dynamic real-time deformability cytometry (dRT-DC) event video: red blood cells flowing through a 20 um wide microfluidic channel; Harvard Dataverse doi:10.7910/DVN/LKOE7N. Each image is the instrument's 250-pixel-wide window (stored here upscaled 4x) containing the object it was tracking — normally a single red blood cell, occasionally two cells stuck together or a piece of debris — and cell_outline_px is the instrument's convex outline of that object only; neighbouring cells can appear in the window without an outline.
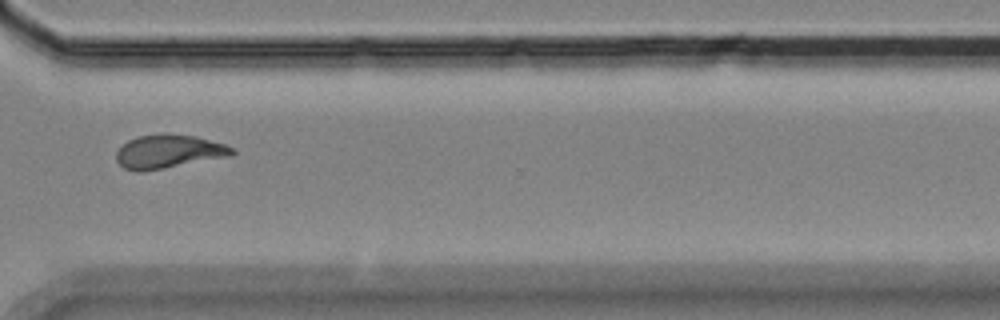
{"species": "Egyptian fruit bat (a non-hibernating species)", "species_latin": "Rousettus aegyptiacus", "temperature_condition": "room temperature", "stored_images_in_passage": 15, "camera_frame_rate_fps": 3000, "um_per_image_px": 0.085, "animal": {"sex": "female"}, "frame": {"image": 1, "passage_image": 11, "time_ms": 12.333, "image_size_px": [1000, 320], "cell_outline_px": [[236, 152], [232, 156], [144, 172], [136, 172], [124, 168], [116, 160], [116, 152], [128, 140], [136, 136], [160, 132], [164, 132], [196, 136], [224, 144], [232, 148]], "centroid_in_image_um": [14.32, 12.87], "position_along_channel_um": 356.3, "area_um2": 23.12}}
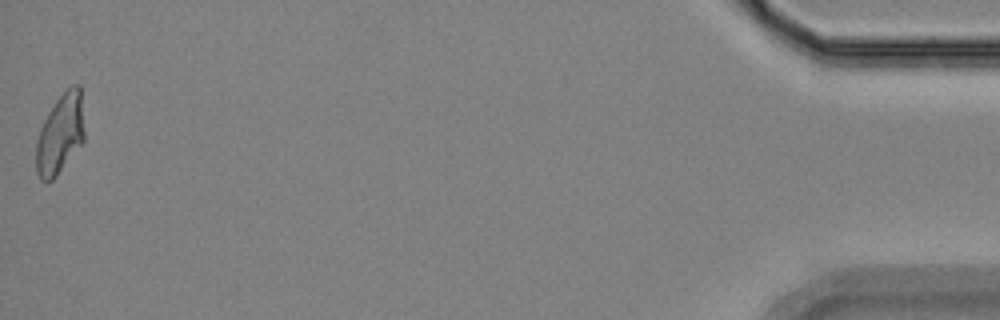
{"frame": {"image": 2, "passage_image": 15, "time_ms": 17.0, "image_size_px": [1000, 320], "cell_outline_px": [[84, 140], [56, 176], [52, 180], [40, 180], [36, 172], [36, 144], [40, 128], [48, 112], [56, 100], [72, 84], [80, 84], [84, 132]], "centroid_in_image_um": [5.11, 11.38], "position_along_channel_um": 430.1, "area_um2": 22.2}, "authors_computed_cell_mechanics": {"area_um2": 22.1952, "velocity_mm_per_s": 3.5107, "shape_relaxation_time_tau1_ms": null, "shape_relaxation_time_tau2_ms": 3.0495, "deformation_change_tau1": null, "deformation_change_tau2": 0.0837}}